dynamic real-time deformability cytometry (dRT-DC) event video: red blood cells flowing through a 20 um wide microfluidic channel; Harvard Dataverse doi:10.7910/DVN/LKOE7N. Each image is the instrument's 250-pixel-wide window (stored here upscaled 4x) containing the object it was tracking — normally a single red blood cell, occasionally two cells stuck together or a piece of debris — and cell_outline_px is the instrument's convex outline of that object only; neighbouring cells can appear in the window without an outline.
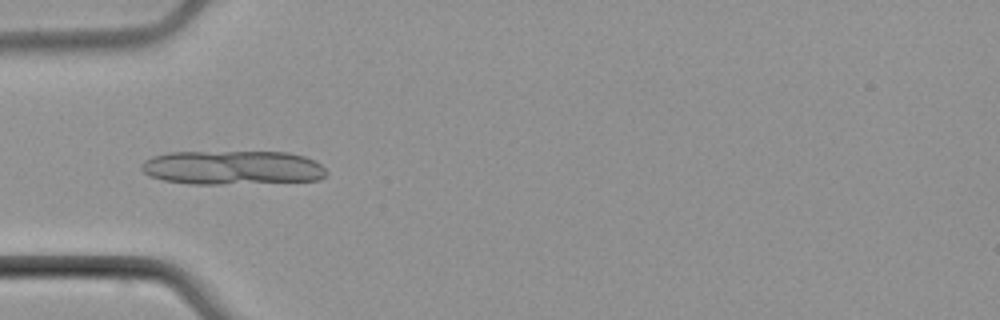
{"species": "common noctule bat (a hibernating species)", "species_latin": "Nyctalus noctula", "temperature_condition": "cold", "stored_images_in_passage": 7, "camera_frame_rate_fps": 3000, "um_per_image_px": 0.085, "animal": {"sex": "male", "body_mass_g": 21.5, "forearm_length_mm": 52.0}, "frame": {"image": 1, "passage_image": 5, "time_ms": 5.667, "image_size_px": [1000, 320], "cell_outline_px": [[328, 172], [320, 180], [220, 184], [188, 184], [164, 180], [148, 176], [140, 168], [140, 164], [144, 160], [152, 156], [168, 152], [288, 152], [304, 156], [316, 160]], "centroid_in_image_um": [19.74, 14.24], "position_along_channel_um": 65.3, "area_um2": 36.99}}